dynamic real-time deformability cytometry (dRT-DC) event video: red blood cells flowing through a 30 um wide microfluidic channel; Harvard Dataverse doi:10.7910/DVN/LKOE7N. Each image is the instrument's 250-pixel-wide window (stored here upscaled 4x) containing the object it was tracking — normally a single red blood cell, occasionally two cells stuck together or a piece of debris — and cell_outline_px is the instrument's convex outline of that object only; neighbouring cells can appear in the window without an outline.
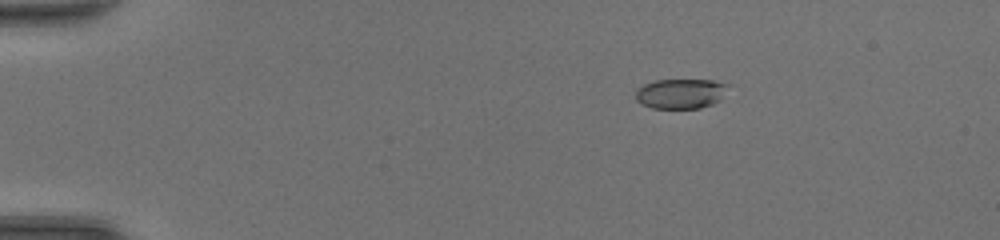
{"species": "common noctule bat (a hibernating species)", "species_latin": "Nyctalus noctula", "temperature_condition": "room temperature", "stored_images_in_passage": 41, "camera_frame_rate_fps": 3000, "um_per_image_px": 0.085, "animal": {"sex": "female", "body_mass_g": 20.0, "forearm_length_mm": 54.0}, "frame": {"image": 1, "passage_image": 1, "time_ms": 0.0, "image_size_px": [1000, 240], "cell_outline_px": [[732, 84], [720, 100], [712, 104], [700, 108], [652, 108], [640, 104], [636, 100], [636, 88], [644, 84], [656, 80], [712, 80]], "centroid_in_image_um": [57.88, 7.95], "position_along_channel_um": 27.1, "area_um2": 16.36}}
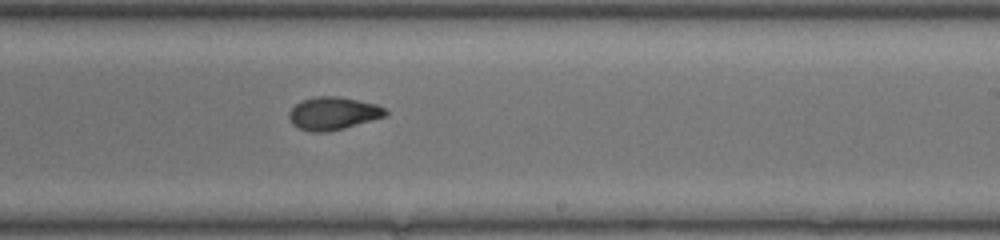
{"frame": {"image": 2, "passage_image": 23, "time_ms": 7.333, "image_size_px": [1000, 240], "cell_outline_px": [[388, 116], [344, 128], [324, 132], [312, 132], [300, 128], [292, 124], [288, 116], [288, 112], [300, 100], [316, 96], [340, 96], [376, 104], [384, 108], [388, 112]], "centroid_in_image_um": [28.32, 9.63], "position_along_channel_um": 260.7, "area_um2": 18.55}}
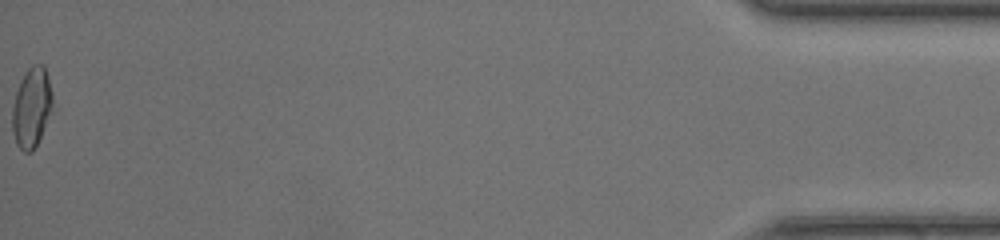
{"frame": {"image": 3, "passage_image": 41, "time_ms": 13.333, "image_size_px": [1000, 240], "cell_outline_px": [[52, 112], [32, 152], [24, 152], [16, 144], [12, 132], [12, 108], [16, 92], [20, 80], [28, 68], [32, 64], [44, 64], [48, 76], [52, 92]], "centroid_in_image_um": [2.68, 9.11], "position_along_channel_um": 432.5, "area_um2": 18.84}, "authors_computed_cell_mechanics": {"area_um2": 18.207, "velocity_mm_per_s": 4.4116, "shape_relaxation_time_tau1_ms": 9.6846, "shape_relaxation_time_tau2_ms": 1.7821, "deformation_change_tau1": 0.2577, "deformation_change_tau2": 0.06}}